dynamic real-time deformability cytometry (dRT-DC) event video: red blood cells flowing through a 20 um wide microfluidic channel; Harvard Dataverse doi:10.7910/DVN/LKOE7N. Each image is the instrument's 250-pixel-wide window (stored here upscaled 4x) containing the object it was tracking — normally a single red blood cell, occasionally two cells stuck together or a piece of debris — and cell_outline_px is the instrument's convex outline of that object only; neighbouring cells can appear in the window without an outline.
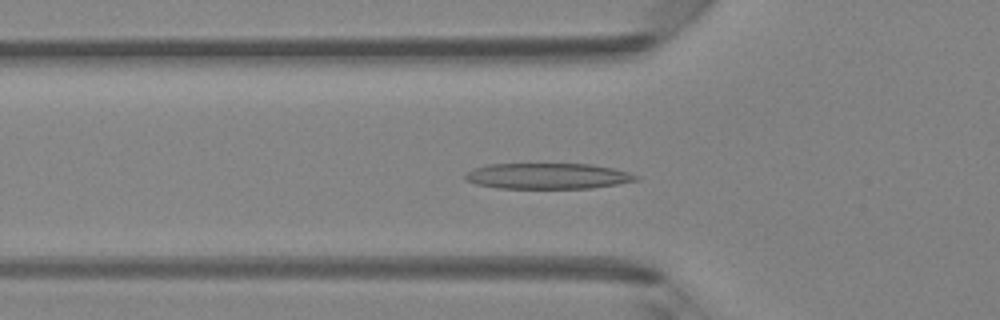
{"species": "Egyptian fruit bat (a non-hibernating species)", "species_latin": "Rousettus aegyptiacus", "temperature_condition": "room temperature", "stored_images_in_passage": 48, "camera_frame_rate_fps": 3000, "um_per_image_px": 0.085, "animal": {"sex": "female"}, "frame": {"image": 1, "passage_image": 16, "time_ms": 5.0, "image_size_px": [1000, 320], "cell_outline_px": [[640, 180], [592, 188], [496, 188], [476, 184], [464, 180], [464, 176], [472, 168], [488, 164], [592, 164], [612, 168], [628, 172], [640, 176]], "centroid_in_image_um": [46.54, 14.96], "position_along_channel_um": 79.3, "area_um2": 25.78}}
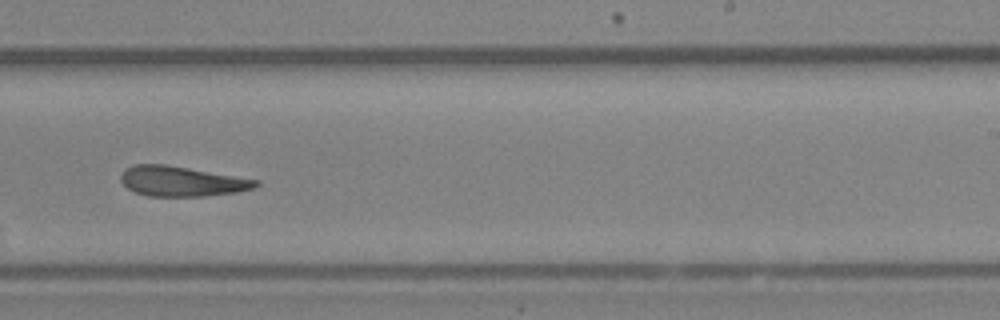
{"frame": {"image": 2, "passage_image": 30, "time_ms": 9.667, "image_size_px": [1000, 320], "cell_outline_px": [[260, 184], [252, 188], [236, 192], [204, 196], [148, 196], [136, 192], [128, 188], [120, 180], [120, 176], [124, 168], [132, 164], [164, 164], [260, 180]], "centroid_in_image_um": [15.41, 15.4], "position_along_channel_um": 273.6, "area_um2": 23.52}}
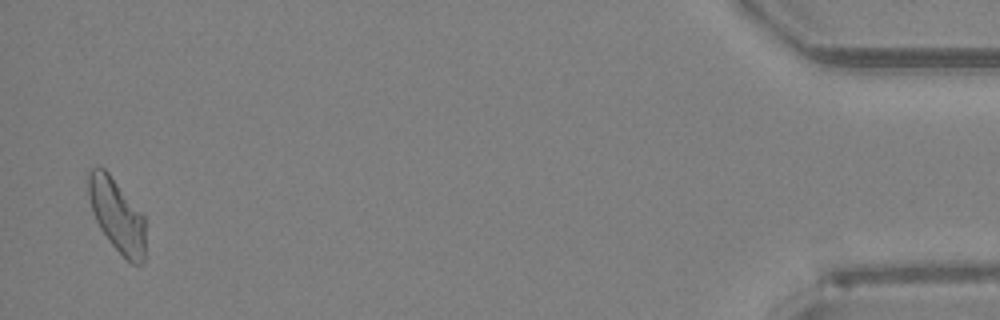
{"frame": {"image": 3, "passage_image": 47, "time_ms": 15.333, "image_size_px": [1000, 320], "cell_outline_px": [[144, 260], [140, 264], [132, 264], [108, 240], [100, 228], [92, 212], [88, 196], [88, 172], [92, 168], [104, 168], [108, 172], [144, 216]], "centroid_in_image_um": [9.92, 18.3], "position_along_channel_um": 425.3, "area_um2": 23.81}, "authors_computed_cell_mechanics": {"area_um2": 24.6806, "velocity_mm_per_s": 4.1733, "shape_relaxation_time_tau1_ms": 7.9035, "shape_relaxation_time_tau2_ms": 4.2657, "deformation_change_tau1": 0.2446, "deformation_change_tau2": 0.176}}